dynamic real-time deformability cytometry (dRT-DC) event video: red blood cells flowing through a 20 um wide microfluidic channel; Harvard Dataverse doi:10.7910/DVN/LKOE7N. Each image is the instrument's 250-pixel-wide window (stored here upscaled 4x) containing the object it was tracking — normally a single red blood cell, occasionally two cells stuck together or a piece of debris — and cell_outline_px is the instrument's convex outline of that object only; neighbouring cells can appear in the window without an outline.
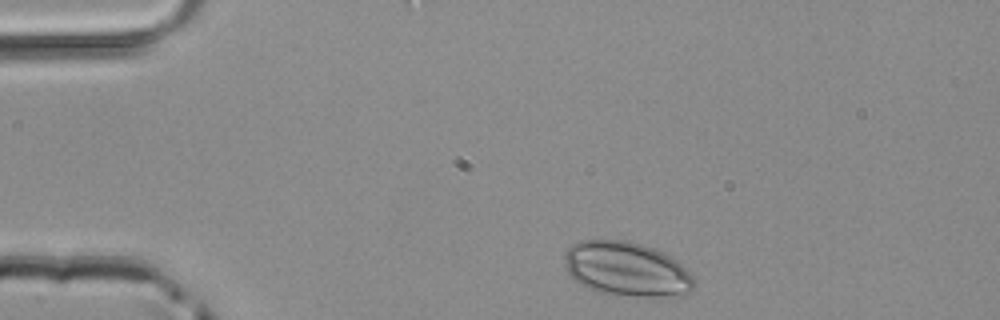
{"species": "common noctule bat (a hibernating species)", "species_latin": "Nyctalus noctula", "temperature_condition": "room temperature", "stored_images_in_passage": 41, "camera_frame_rate_fps": 3000, "um_per_image_px": 0.085, "animal": {"sex": "male", "body_mass_g": 20.4}, "frame": {"image": 1, "passage_image": 1, "time_ms": 0.0, "image_size_px": [1000, 320], "cell_outline_px": [[696, 288], [692, 292], [684, 296], [636, 296], [596, 292], [588, 288], [576, 280], [568, 272], [564, 264], [564, 252], [572, 244], [580, 240], [628, 240], [652, 248], [676, 260], [692, 276], [696, 284]], "centroid_in_image_um": [53.27, 22.88], "position_along_channel_um": 31.7, "area_um2": 41.1}}
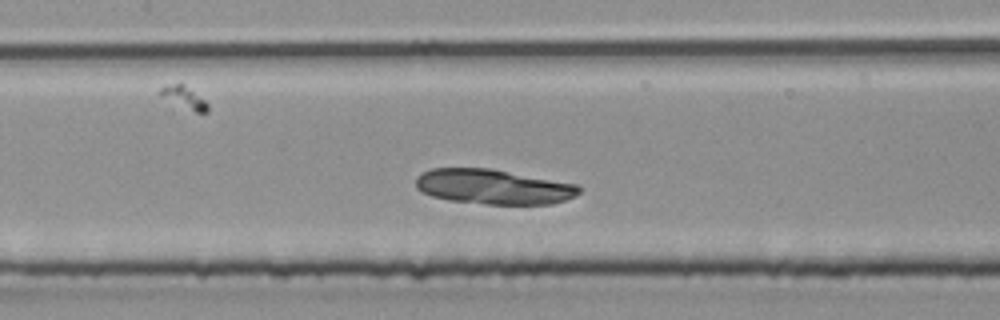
{"frame": {"image": 2, "passage_image": 15, "time_ms": 4.667, "image_size_px": [1000, 320], "cell_outline_px": [[580, 192], [576, 196], [552, 204], [484, 204], [448, 200], [432, 196], [420, 192], [416, 188], [416, 176], [432, 168], [492, 168], [576, 184], [580, 188]], "centroid_in_image_um": [41.91, 15.87], "position_along_channel_um": 165.5, "area_um2": 33.35}}
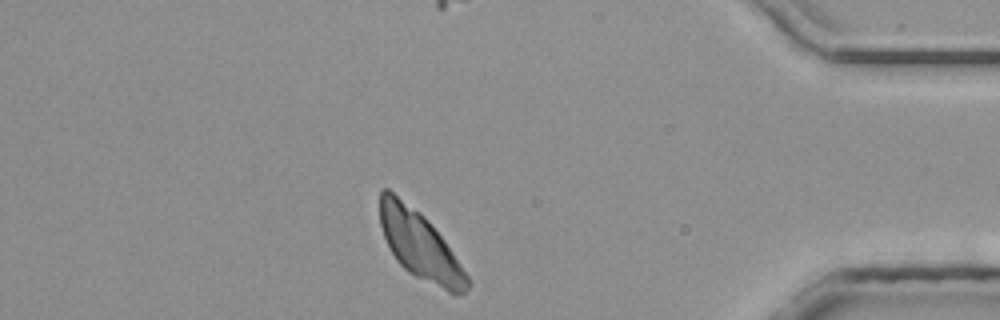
{"frame": {"image": 3, "passage_image": 35, "time_ms": 11.333, "image_size_px": [1000, 320], "cell_outline_px": [[472, 284], [464, 292], [448, 292], [408, 272], [396, 260], [384, 236], [380, 224], [380, 188], [388, 188], [424, 216], [444, 240], [472, 280]], "centroid_in_image_um": [35.69, 20.84], "position_along_channel_um": 399.5, "area_um2": 34.16}}